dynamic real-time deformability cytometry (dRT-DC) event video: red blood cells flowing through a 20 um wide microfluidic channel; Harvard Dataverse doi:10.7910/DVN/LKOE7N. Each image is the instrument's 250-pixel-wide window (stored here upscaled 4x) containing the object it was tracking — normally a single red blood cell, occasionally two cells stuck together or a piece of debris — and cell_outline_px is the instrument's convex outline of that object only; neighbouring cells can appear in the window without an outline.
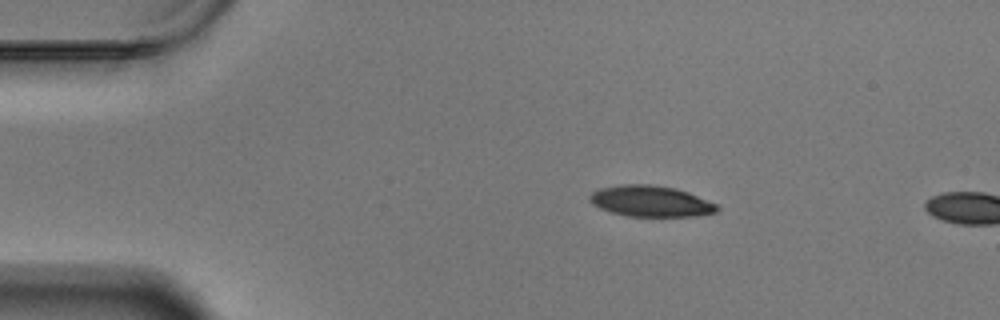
{"species": "Egyptian fruit bat (a non-hibernating species)", "species_latin": "Rousettus aegyptiacus", "temperature_condition": "warm", "stored_images_in_passage": 13, "camera_frame_rate_fps": 3000, "um_per_image_px": 0.085, "animal": {"sex": "male"}, "frame": {"image": 1, "passage_image": 10, "time_ms": 3.0, "image_size_px": [1000, 320], "cell_outline_px": [[720, 208], [716, 212], [692, 216], [628, 216], [612, 212], [600, 208], [592, 204], [588, 200], [588, 196], [592, 192], [600, 188], [624, 184], [652, 184], [676, 188], [688, 192], [720, 204]], "centroid_in_image_um": [55.33, 17.09], "position_along_channel_um": 29.7, "area_um2": 23.18}}